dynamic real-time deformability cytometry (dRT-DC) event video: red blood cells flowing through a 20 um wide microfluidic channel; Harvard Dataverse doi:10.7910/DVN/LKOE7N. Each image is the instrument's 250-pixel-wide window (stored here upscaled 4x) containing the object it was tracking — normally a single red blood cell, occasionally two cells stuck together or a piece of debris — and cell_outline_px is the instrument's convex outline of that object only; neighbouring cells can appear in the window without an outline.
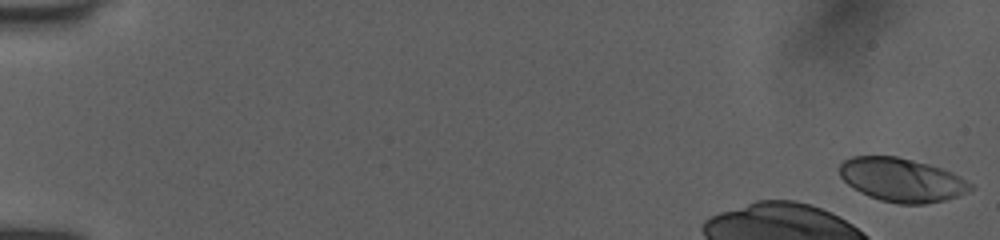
{"species": "human", "species_latin": "Homo sapiens", "temperature_condition": "room temperature", "stored_images_in_passage": 14, "camera_frame_rate_fps": 3000, "um_per_image_px": 0.085, "donor": {"sex": "female"}, "frame": {"image": 1, "passage_image": 1, "time_ms": 0.0, "image_size_px": [1000, 240], "cell_outline_px": [[976, 188], [968, 192], [944, 200], [924, 204], [900, 204], [880, 200], [868, 196], [860, 192], [848, 184], [840, 176], [840, 164], [844, 160], [852, 156], [896, 156], [928, 164], [952, 172], [960, 176], [972, 184]], "centroid_in_image_um": [76.66, 15.29], "position_along_channel_um": 8.3, "area_um2": 33.23}}